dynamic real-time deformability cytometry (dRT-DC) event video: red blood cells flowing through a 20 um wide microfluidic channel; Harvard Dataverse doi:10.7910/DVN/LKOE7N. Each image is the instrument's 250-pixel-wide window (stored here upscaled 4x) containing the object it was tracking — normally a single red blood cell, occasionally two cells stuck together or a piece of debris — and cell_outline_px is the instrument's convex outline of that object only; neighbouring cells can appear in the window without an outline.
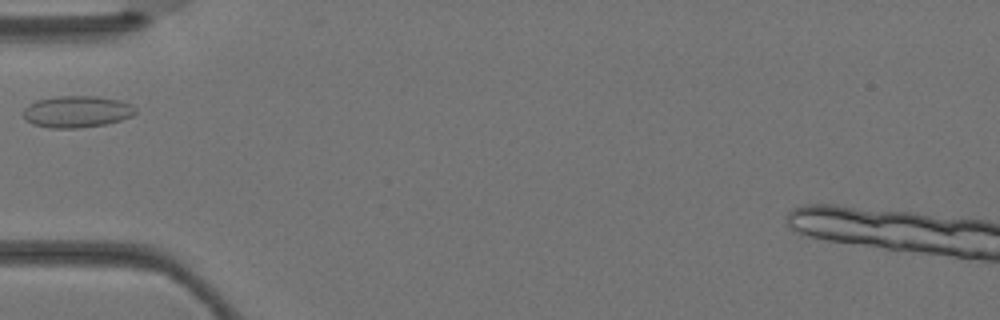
{"species": "Egyptian fruit bat (a non-hibernating species)", "species_latin": "Rousettus aegyptiacus", "temperature_condition": "warm", "stored_images_in_passage": 2, "camera_frame_rate_fps": 3000, "um_per_image_px": 0.085, "animal": {"sex": "female"}, "frame": {"image": 1, "passage_image": 2, "time_ms": 0.333, "image_size_px": [1000, 320], "cell_outline_px": [[136, 112], [132, 116], [120, 120], [104, 124], [80, 128], [48, 128], [32, 124], [24, 120], [24, 108], [28, 104], [36, 100], [56, 96], [96, 96], [120, 100], [132, 104], [136, 108]], "centroid_in_image_um": [6.51, 9.49], "position_along_channel_um": 78.5, "area_um2": 20.92}}